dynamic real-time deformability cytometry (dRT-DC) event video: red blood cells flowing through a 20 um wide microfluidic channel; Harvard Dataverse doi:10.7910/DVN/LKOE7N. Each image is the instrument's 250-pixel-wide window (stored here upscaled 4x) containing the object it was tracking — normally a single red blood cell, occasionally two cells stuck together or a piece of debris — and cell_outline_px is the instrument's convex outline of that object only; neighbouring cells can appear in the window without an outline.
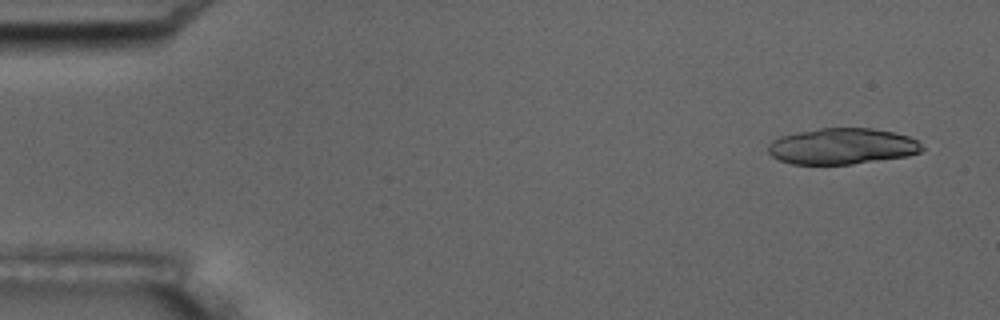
{"species": "common noctule bat (a hibernating species)", "species_latin": "Nyctalus noctula", "temperature_condition": "room temperature", "stored_images_in_passage": 5, "camera_frame_rate_fps": 3000, "um_per_image_px": 0.085, "animal": {"sex": "male", "body_mass_g": 17.5, "forearm_length_mm": 52.3}, "frame": {"image": 1, "passage_image": 1, "time_ms": 0.0, "image_size_px": [1000, 320], "cell_outline_px": [[924, 148], [920, 152], [908, 156], [852, 164], [792, 164], [780, 160], [772, 156], [768, 152], [768, 144], [772, 140], [780, 136], [796, 132], [820, 128], [872, 128], [892, 132], [908, 136], [916, 140]], "centroid_in_image_um": [71.56, 12.43], "position_along_channel_um": 13.4, "area_um2": 32.37}}